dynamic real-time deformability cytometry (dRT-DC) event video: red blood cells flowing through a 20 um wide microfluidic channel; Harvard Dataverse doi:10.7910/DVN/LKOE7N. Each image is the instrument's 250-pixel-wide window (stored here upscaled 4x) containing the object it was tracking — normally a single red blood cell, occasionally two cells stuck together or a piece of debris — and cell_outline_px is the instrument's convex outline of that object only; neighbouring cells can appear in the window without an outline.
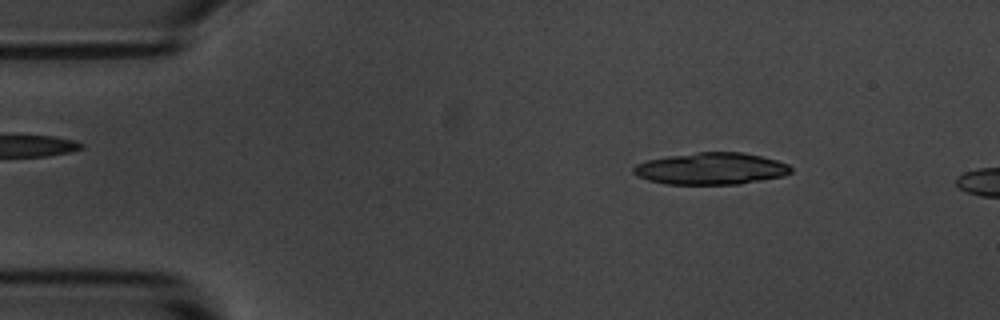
{"species": "common noctule bat (a hibernating species)", "species_latin": "Nyctalus noctula", "temperature_condition": "room temperature", "stored_images_in_passage": 4, "camera_frame_rate_fps": 3000, "um_per_image_px": 0.085, "animal": {"sex": "male", "body_mass_g": 20.1, "forearm_length_mm": 53.5}, "frame": {"image": 1, "passage_image": 2, "time_ms": 1.0, "image_size_px": [1000, 320], "cell_outline_px": [[792, 172], [784, 176], [740, 184], [668, 184], [648, 180], [636, 176], [632, 172], [632, 168], [636, 164], [648, 160], [668, 156], [700, 152], [744, 152], [776, 160], [788, 164], [792, 168]], "centroid_in_image_um": [60.44, 14.34], "position_along_channel_um": 24.6, "area_um2": 29.25}}